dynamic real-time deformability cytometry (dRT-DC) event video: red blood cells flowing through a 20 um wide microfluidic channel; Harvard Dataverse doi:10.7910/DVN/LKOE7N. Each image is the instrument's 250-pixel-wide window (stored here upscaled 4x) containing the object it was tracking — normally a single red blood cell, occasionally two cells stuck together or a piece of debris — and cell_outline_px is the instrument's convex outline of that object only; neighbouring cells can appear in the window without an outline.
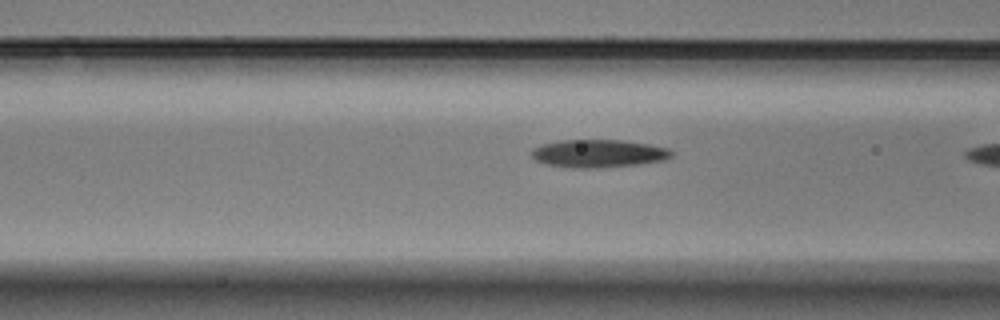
{"species": "Egyptian fruit bat (a non-hibernating species)", "species_latin": "Rousettus aegyptiacus", "temperature_condition": "warm", "stored_images_in_passage": 21, "camera_frame_rate_fps": 3000, "um_per_image_px": 0.085, "animal": {"sex": "male"}, "frame": {"image": 1, "passage_image": 20, "time_ms": 6.333, "image_size_px": [1000, 320], "cell_outline_px": [[672, 156], [664, 160], [640, 164], [596, 168], [572, 168], [544, 164], [536, 160], [532, 156], [532, 148], [544, 144], [560, 140], [620, 140], [648, 144], [668, 148], [672, 152]], "centroid_in_image_um": [50.86, 13.05], "position_along_channel_um": 115.7, "area_um2": 22.72}}